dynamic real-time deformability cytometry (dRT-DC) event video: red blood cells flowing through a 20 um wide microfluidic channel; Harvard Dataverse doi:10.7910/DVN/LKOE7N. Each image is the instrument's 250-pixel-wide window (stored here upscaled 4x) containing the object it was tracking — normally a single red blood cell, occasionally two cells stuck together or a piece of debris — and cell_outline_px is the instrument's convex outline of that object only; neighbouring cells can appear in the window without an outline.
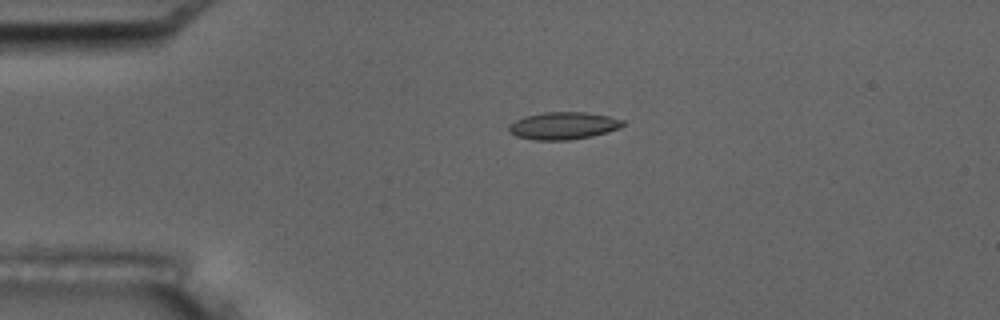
{"species": "common noctule bat (a hibernating species)", "species_latin": "Nyctalus noctula", "temperature_condition": "room temperature", "stored_images_in_passage": 4, "camera_frame_rate_fps": 3000, "um_per_image_px": 0.085, "animal": {"sex": "male", "body_mass_g": 17.5, "forearm_length_mm": 52.3}, "frame": {"image": 1, "passage_image": 3, "time_ms": 2.333, "image_size_px": [1000, 320], "cell_outline_px": [[624, 124], [620, 128], [608, 132], [592, 136], [568, 140], [536, 140], [516, 136], [508, 132], [508, 124], [524, 116], [544, 112], [584, 112], [608, 116], [624, 120]], "centroid_in_image_um": [47.86, 10.68], "position_along_channel_um": 37.1, "area_um2": 18.26}}